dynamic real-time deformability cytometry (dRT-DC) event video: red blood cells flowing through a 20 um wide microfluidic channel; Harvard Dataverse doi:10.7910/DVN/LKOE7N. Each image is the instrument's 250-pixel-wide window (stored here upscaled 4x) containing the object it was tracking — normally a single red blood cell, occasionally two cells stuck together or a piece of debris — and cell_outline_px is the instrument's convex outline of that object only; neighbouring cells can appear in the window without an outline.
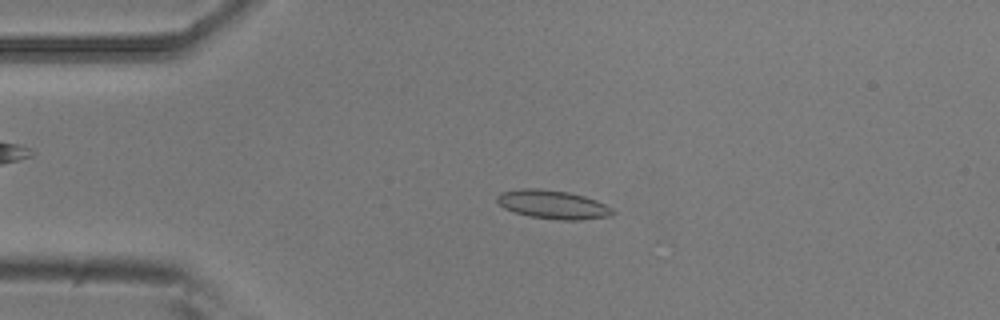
{"species": "common noctule bat (a hibernating species)", "species_latin": "Nyctalus noctula", "temperature_condition": "room temperature", "stored_images_in_passage": 4, "camera_frame_rate_fps": 3000, "um_per_image_px": 0.085, "animal": {"sex": "male", "body_mass_g": 20.5, "forearm_length_mm": 52.5}, "frame": {"image": 1, "passage_image": 4, "time_ms": 1.0, "image_size_px": [1000, 320], "cell_outline_px": [[616, 212], [612, 216], [580, 220], [560, 220], [528, 216], [504, 208], [496, 200], [496, 196], [500, 192], [520, 188], [536, 188], [568, 192], [584, 196], [596, 200], [612, 208]], "centroid_in_image_um": [47.0, 17.38], "position_along_channel_um": 38.0, "area_um2": 19.36}}